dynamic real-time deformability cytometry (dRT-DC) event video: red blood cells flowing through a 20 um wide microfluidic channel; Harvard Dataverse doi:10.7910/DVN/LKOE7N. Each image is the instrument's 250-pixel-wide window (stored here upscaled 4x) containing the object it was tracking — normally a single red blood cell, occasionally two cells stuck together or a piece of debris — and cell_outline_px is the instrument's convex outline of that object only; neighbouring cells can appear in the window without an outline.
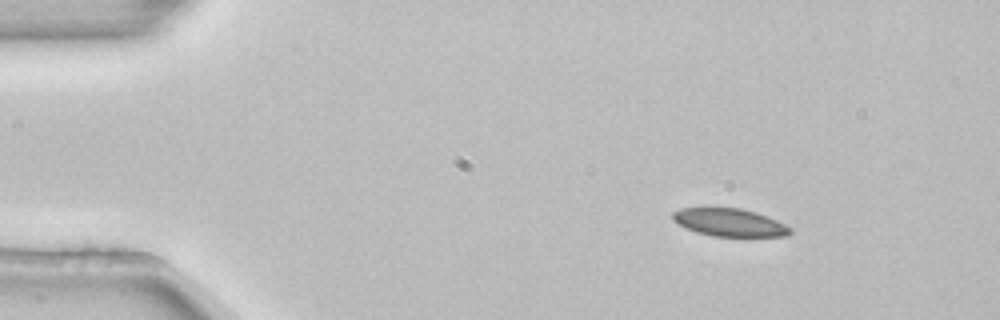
{"species": "common noctule bat (a hibernating species)", "species_latin": "Nyctalus noctula", "temperature_condition": "room temperature", "stored_images_in_passage": 4, "camera_frame_rate_fps": 3000, "um_per_image_px": 0.085, "animal": {"sex": "female", "body_mass_g": 22.7, "forearm_length_mm": 54.2}, "frame": {"image": 1, "passage_image": 1, "time_ms": 0.0, "image_size_px": [1000, 320], "cell_outline_px": [[792, 232], [788, 236], [712, 236], [696, 232], [672, 220], [672, 212], [680, 208], [740, 208], [756, 212], [776, 220], [792, 228]], "centroid_in_image_um": [62.02, 18.91], "position_along_channel_um": 23.0, "area_um2": 18.9}}
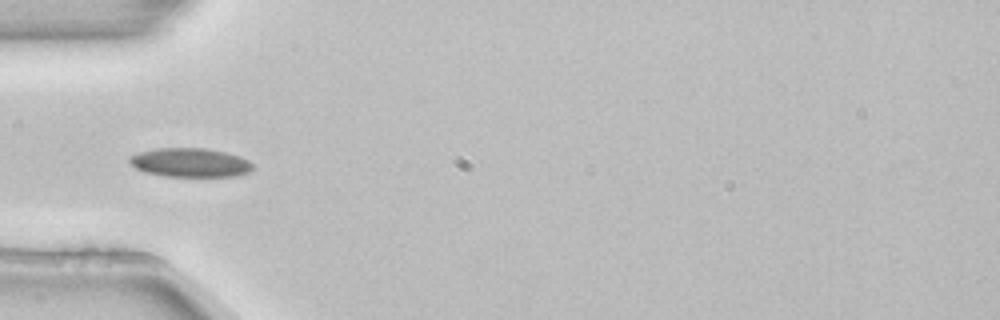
{"frame": {"image": 2, "passage_image": 4, "time_ms": 1.0, "image_size_px": [1000, 320], "cell_outline_px": [[252, 168], [248, 172], [232, 176], [164, 176], [144, 172], [128, 164], [128, 156], [140, 152], [156, 148], [204, 148], [224, 152], [240, 156], [248, 160], [252, 164]], "centroid_in_image_um": [16.09, 13.81], "position_along_channel_um": 68.9, "area_um2": 20.75}}